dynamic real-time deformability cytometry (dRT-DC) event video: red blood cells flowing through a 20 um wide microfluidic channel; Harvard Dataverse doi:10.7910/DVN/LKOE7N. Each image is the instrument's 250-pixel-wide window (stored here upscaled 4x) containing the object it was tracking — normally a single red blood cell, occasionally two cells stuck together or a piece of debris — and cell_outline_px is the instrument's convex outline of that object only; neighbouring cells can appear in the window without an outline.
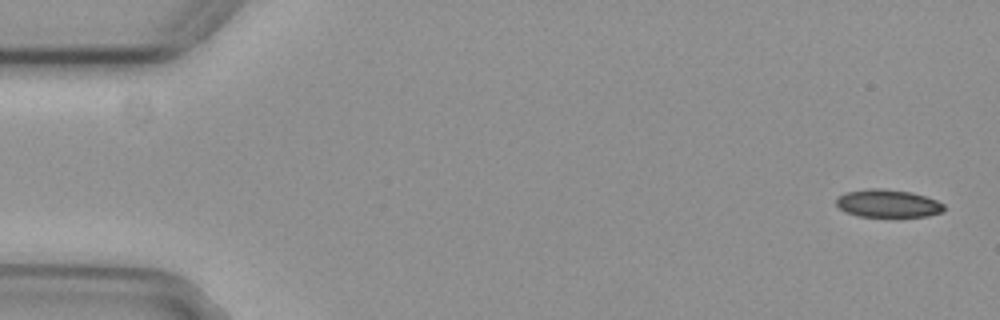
{"species": "common noctule bat (a hibernating species)", "species_latin": "Nyctalus noctula", "temperature_condition": "cold", "stored_images_in_passage": 7, "camera_frame_rate_fps": 3000, "um_per_image_px": 0.085, "animal": {"sex": "female", "body_mass_g": 29.2, "forearm_length_mm": 56.3}, "frame": {"image": 1, "passage_image": 1, "time_ms": 0.0, "image_size_px": [1000, 320], "cell_outline_px": [[944, 212], [928, 216], [860, 216], [844, 212], [836, 204], [836, 200], [840, 196], [848, 192], [872, 188], [876, 188], [912, 192], [936, 200], [944, 204]], "centroid_in_image_um": [75.5, 17.3], "position_along_channel_um": 9.5, "area_um2": 17.22}}
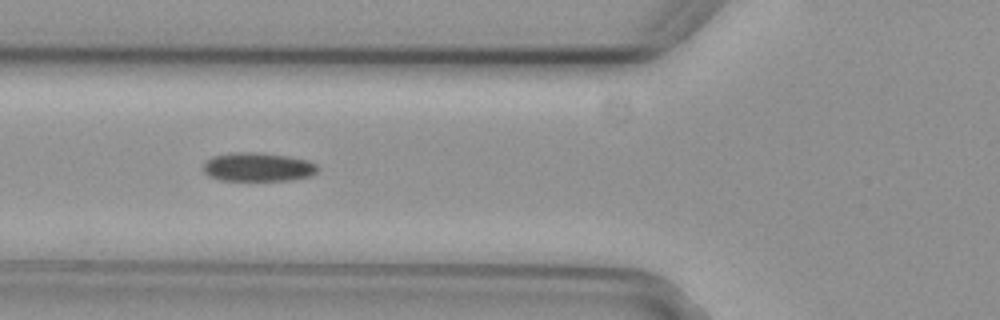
{"frame": {"image": 2, "passage_image": 5, "time_ms": 1.333, "image_size_px": [1000, 320], "cell_outline_px": [[320, 168], [316, 172], [308, 176], [288, 180], [220, 180], [208, 176], [200, 168], [212, 156], [236, 152], [256, 152], [288, 156], [308, 160], [316, 164]], "centroid_in_image_um": [21.89, 14.19], "position_along_channel_um": 103.9, "area_um2": 19.19}}
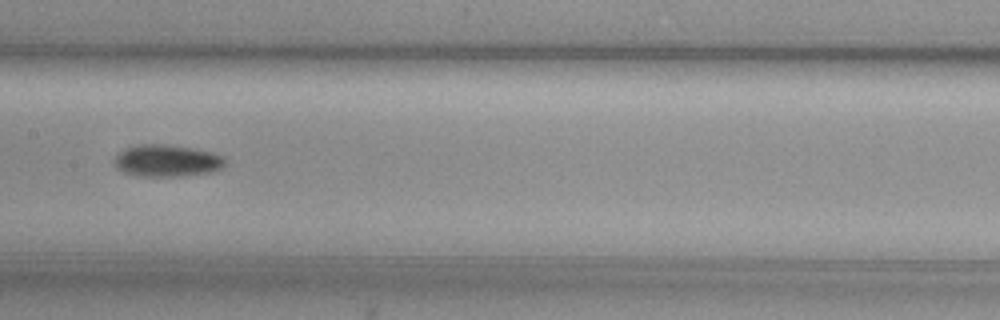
{"frame": {"image": 3, "passage_image": 7, "time_ms": 2.0, "image_size_px": [1000, 320], "cell_outline_px": [[224, 168], [212, 172], [184, 176], [136, 176], [120, 172], [112, 164], [112, 160], [124, 148], [136, 144], [164, 144], [192, 148], [212, 152], [224, 156]], "centroid_in_image_um": [14.14, 13.67], "position_along_channel_um": 193.3, "area_um2": 21.1}}